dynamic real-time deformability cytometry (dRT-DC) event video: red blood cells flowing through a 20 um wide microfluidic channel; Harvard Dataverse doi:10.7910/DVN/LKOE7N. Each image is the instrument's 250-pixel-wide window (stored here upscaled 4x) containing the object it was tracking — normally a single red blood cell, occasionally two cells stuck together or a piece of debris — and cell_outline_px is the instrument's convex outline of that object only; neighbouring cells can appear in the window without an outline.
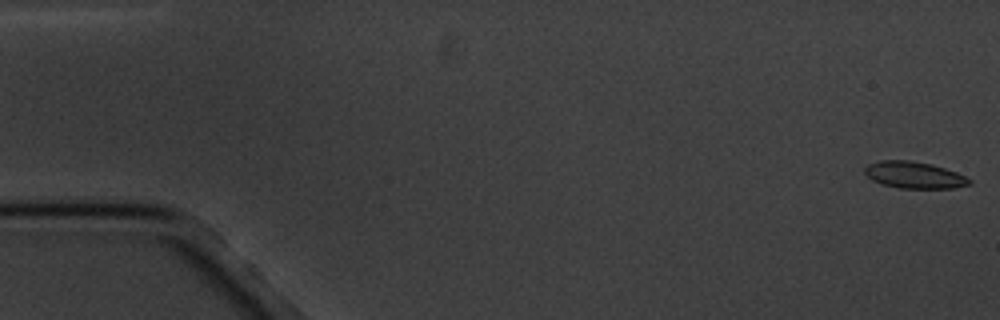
{"species": "common noctule bat (a hibernating species)", "species_latin": "Nyctalus noctula", "temperature_condition": "cold", "stored_images_in_passage": 7, "camera_frame_rate_fps": 3000, "um_per_image_px": 0.085, "animal": {"sex": "male", "body_mass_g": 20.1, "forearm_length_mm": 53.5}, "frame": {"image": 1, "passage_image": 1, "time_ms": 0.0, "image_size_px": [1000, 320], "cell_outline_px": [[972, 184], [952, 188], [900, 188], [880, 184], [872, 180], [864, 172], [864, 168], [868, 164], [880, 160], [912, 160], [932, 164], [956, 172], [972, 180]], "centroid_in_image_um": [77.69, 14.87], "position_along_channel_um": 7.3, "area_um2": 16.36}}
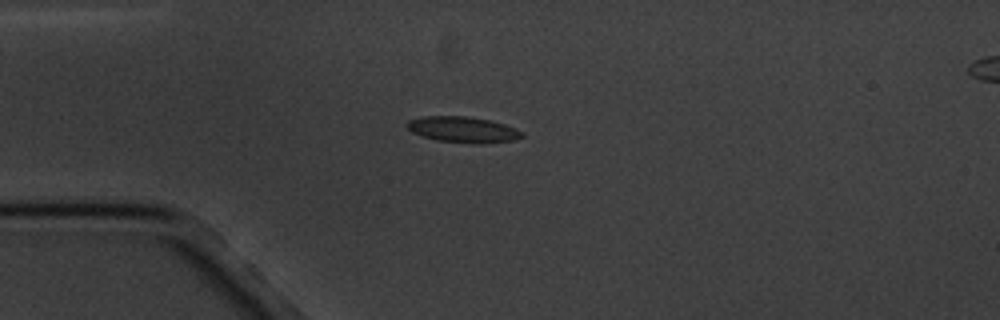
{"frame": {"image": 2, "passage_image": 5, "time_ms": 4.667, "image_size_px": [1000, 320], "cell_outline_px": [[524, 136], [512, 140], [480, 144], [440, 140], [424, 136], [412, 132], [404, 124], [408, 120], [424, 116], [468, 116], [492, 120], [516, 128], [524, 132]], "centroid_in_image_um": [39.37, 10.99], "position_along_channel_um": 45.6, "area_um2": 17.28}}
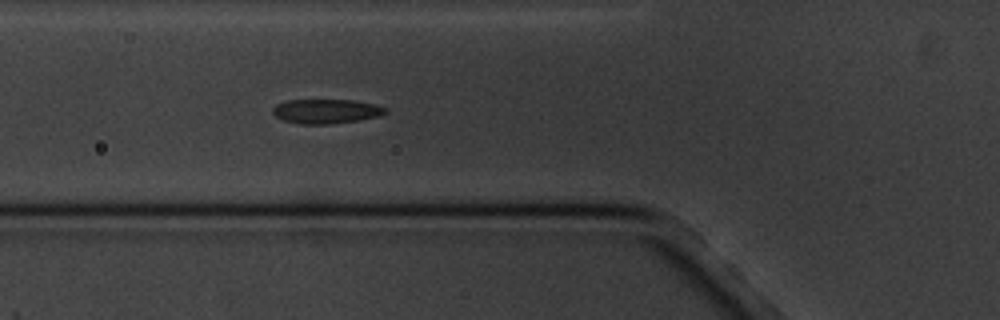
{"frame": {"image": 3, "passage_image": 7, "time_ms": 6.667, "image_size_px": [1000, 320], "cell_outline_px": [[388, 112], [380, 116], [360, 120], [328, 124], [300, 124], [284, 120], [276, 116], [272, 112], [272, 108], [276, 104], [288, 100], [352, 100], [376, 104], [388, 108]], "centroid_in_image_um": [27.76, 9.45], "position_along_channel_um": 98.0, "area_um2": 16.13}}